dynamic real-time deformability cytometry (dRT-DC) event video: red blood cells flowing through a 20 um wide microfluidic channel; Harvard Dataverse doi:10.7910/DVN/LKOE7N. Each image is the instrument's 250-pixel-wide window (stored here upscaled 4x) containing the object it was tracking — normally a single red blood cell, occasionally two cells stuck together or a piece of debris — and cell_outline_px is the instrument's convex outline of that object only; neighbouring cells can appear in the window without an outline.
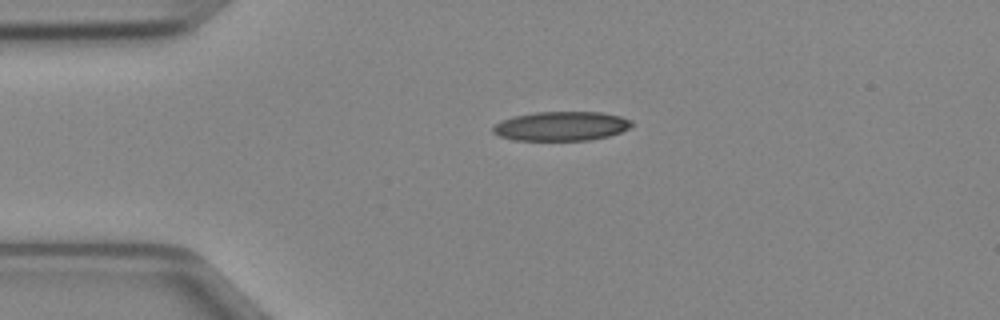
{"species": "Egyptian fruit bat (a non-hibernating species)", "species_latin": "Rousettus aegyptiacus", "temperature_condition": "cold", "stored_images_in_passage": 7, "camera_frame_rate_fps": 3000, "um_per_image_px": 0.085, "animal": {"sex": "female"}, "frame": {"image": 1, "passage_image": 1, "time_ms": 0.0, "image_size_px": [1000, 320], "cell_outline_px": [[632, 124], [628, 128], [620, 132], [608, 136], [592, 140], [512, 140], [500, 136], [492, 132], [492, 128], [500, 120], [512, 116], [536, 112], [604, 112], [620, 116], [632, 120]], "centroid_in_image_um": [47.69, 10.72], "position_along_channel_um": 37.3, "area_um2": 23.76}}